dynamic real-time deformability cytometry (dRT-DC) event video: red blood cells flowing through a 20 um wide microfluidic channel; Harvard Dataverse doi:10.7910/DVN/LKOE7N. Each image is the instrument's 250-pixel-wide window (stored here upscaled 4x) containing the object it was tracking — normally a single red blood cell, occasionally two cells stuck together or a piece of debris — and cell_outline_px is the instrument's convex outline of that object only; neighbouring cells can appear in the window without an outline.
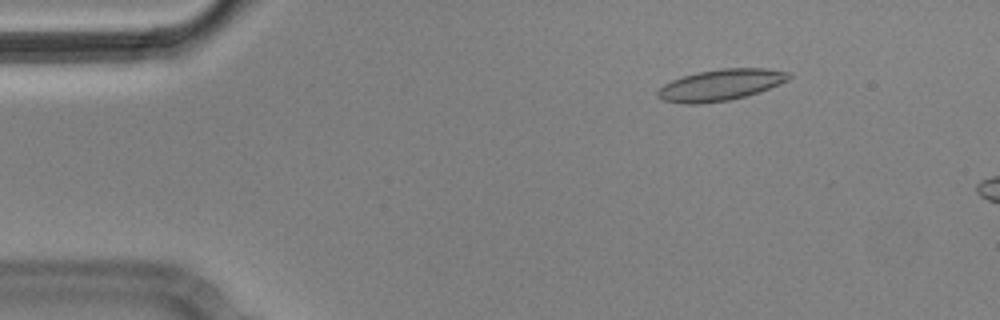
{"species": "Egyptian fruit bat (a non-hibernating species)", "species_latin": "Rousettus aegyptiacus", "temperature_condition": "cold", "stored_images_in_passage": 3, "camera_frame_rate_fps": 3000, "um_per_image_px": 0.085, "animal": {"sex": "male"}, "frame": {"image": 1, "passage_image": 1, "time_ms": 0.0, "image_size_px": [1000, 320], "cell_outline_px": [[792, 76], [788, 80], [768, 88], [744, 96], [728, 100], [700, 104], [684, 104], [660, 100], [656, 96], [656, 92], [664, 84], [672, 80], [696, 72], [720, 68], [768, 68], [792, 72]], "centroid_in_image_um": [61.23, 7.21], "position_along_channel_um": 23.8, "area_um2": 23.99}}